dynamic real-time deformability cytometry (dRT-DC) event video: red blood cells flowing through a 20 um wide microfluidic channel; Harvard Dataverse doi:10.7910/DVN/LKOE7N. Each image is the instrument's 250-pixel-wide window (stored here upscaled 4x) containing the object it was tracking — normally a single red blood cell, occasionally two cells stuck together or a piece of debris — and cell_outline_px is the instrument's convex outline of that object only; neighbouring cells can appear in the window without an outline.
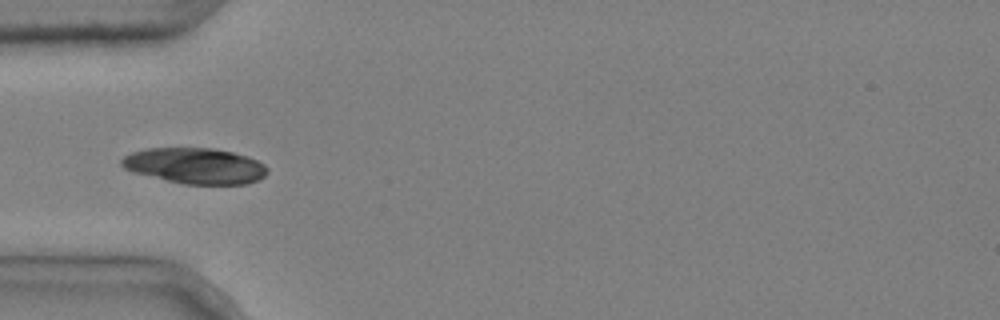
{"species": "common noctule bat (a hibernating species)", "species_latin": "Nyctalus noctula", "temperature_condition": "cold", "stored_images_in_passage": 8, "camera_frame_rate_fps": 3000, "um_per_image_px": 0.085, "animal": {"sex": "male", "body_mass_g": 20.4}, "frame": {"image": 1, "passage_image": 5, "time_ms": 1.333, "image_size_px": [1000, 320], "cell_outline_px": [[268, 172], [264, 176], [248, 184], [184, 184], [132, 172], [124, 168], [120, 164], [120, 160], [124, 156], [132, 152], [148, 148], [212, 148], [232, 152], [248, 156], [264, 164], [268, 168]], "centroid_in_image_um": [16.58, 14.09], "position_along_channel_um": 68.4, "area_um2": 30.4}}